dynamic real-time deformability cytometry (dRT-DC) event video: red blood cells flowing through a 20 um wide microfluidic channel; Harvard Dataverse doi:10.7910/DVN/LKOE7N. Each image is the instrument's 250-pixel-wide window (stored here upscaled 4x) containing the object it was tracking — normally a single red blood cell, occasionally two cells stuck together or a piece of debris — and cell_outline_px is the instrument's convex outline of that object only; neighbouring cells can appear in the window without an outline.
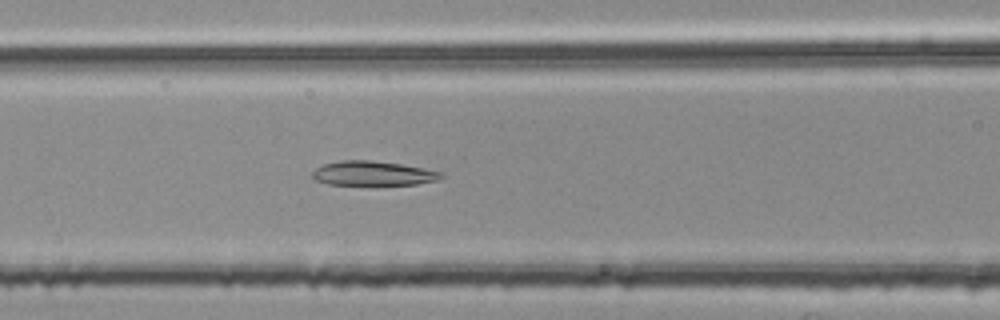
{"species": "common noctule bat (a hibernating species)", "species_latin": "Nyctalus noctula", "temperature_condition": "room temperature", "stored_images_in_passage": 48, "camera_frame_rate_fps": 3000, "um_per_image_px": 0.085, "animal": {"sex": "female", "body_mass_g": 25.1}, "frame": {"image": 1, "passage_image": 22, "time_ms": 7.0, "image_size_px": [1000, 320], "cell_outline_px": [[444, 176], [440, 180], [416, 184], [328, 184], [316, 180], [312, 176], [312, 172], [316, 168], [324, 164], [340, 160], [368, 160], [400, 164], [424, 168], [444, 172]], "centroid_in_image_um": [31.74, 14.73], "position_along_channel_um": 134.9, "area_um2": 18.21}}
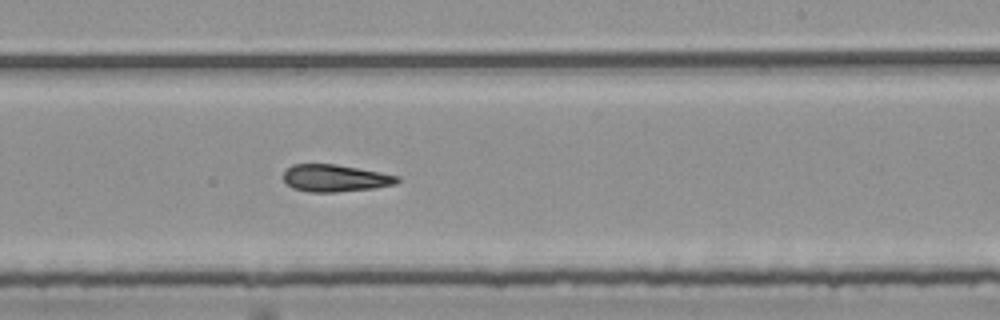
{"frame": {"image": 2, "passage_image": 32, "time_ms": 10.333, "image_size_px": [1000, 320], "cell_outline_px": [[400, 180], [396, 184], [372, 188], [336, 192], [308, 192], [292, 188], [284, 180], [284, 168], [292, 164], [336, 164], [380, 172], [400, 176]], "centroid_in_image_um": [28.47, 15.13], "position_along_channel_um": 260.5, "area_um2": 18.09}}
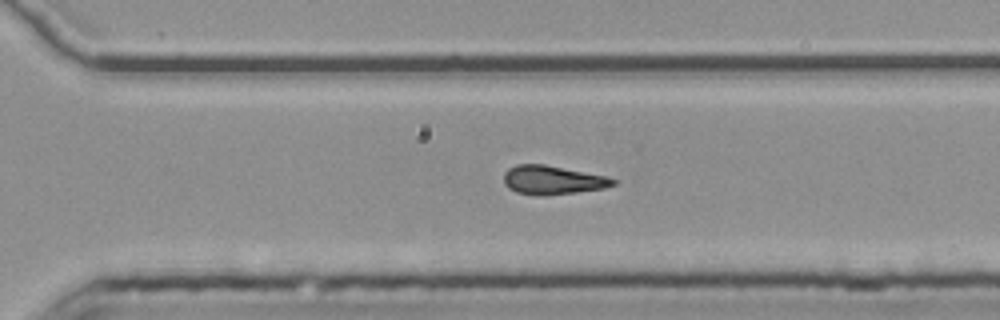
{"frame": {"image": 3, "passage_image": 37, "time_ms": 12.0, "image_size_px": [1000, 320], "cell_outline_px": [[616, 184], [604, 188], [576, 192], [544, 196], [516, 192], [508, 188], [504, 184], [504, 172], [508, 168], [516, 164], [544, 164], [608, 176], [616, 180]], "centroid_in_image_um": [46.96, 15.3], "position_along_channel_um": 323.6, "area_um2": 18.44}, "authors_computed_cell_mechanics": {"area_um2": 19.3341, "velocity_mm_per_s": 3.7814, "shape_relaxation_time_tau1_ms": null, "shape_relaxation_time_tau2_ms": 10.9033, "deformation_change_tau1": null, "deformation_change_tau2": 0.2403}}